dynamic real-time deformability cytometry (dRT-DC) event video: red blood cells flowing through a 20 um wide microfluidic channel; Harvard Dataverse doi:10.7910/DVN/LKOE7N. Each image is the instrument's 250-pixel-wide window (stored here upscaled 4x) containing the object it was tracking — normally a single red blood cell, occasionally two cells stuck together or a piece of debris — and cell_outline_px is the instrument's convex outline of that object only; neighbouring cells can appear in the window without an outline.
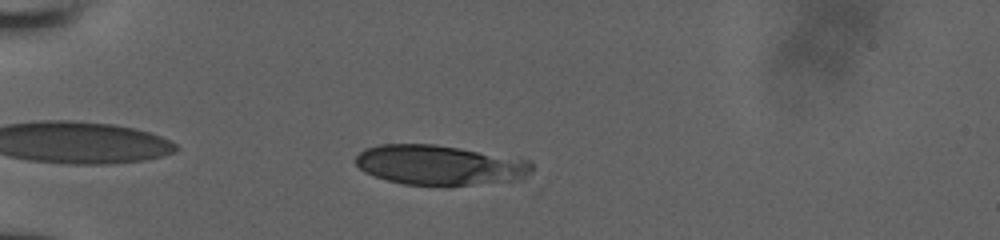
{"species": "human", "species_latin": "Homo sapiens", "temperature_condition": "room temperature", "stored_images_in_passage": 8, "camera_frame_rate_fps": 3000, "um_per_image_px": 0.085, "donor": {"sex": "male"}, "frame": {"image": 1, "passage_image": 1, "time_ms": 0.0, "image_size_px": [1000, 240], "cell_outline_px": [[532, 172], [520, 180], [448, 188], [444, 188], [404, 184], [388, 180], [364, 172], [356, 164], [356, 156], [364, 148], [380, 144], [436, 144], [520, 156], [532, 160]], "centroid_in_image_um": [37.5, 14.05], "position_along_channel_um": 47.5, "area_um2": 42.77}}